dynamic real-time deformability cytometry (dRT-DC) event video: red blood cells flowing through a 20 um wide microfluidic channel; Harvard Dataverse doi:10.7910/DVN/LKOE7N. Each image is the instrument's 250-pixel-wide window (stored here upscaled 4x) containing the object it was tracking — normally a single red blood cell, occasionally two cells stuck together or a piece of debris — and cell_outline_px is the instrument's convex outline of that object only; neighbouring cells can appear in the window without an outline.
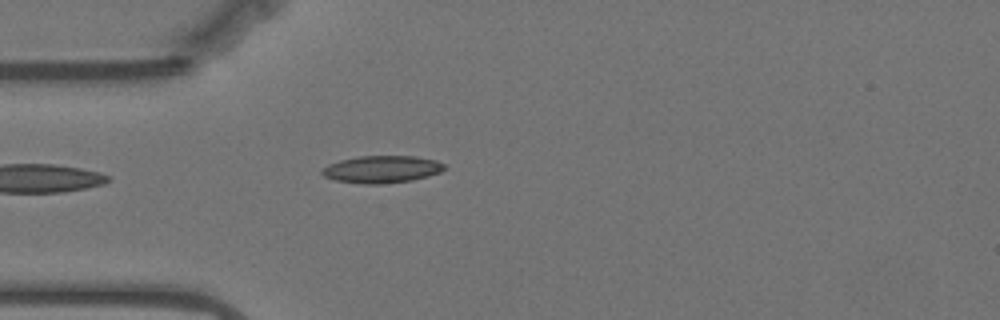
{"species": "Egyptian fruit bat (a non-hibernating species)", "species_latin": "Rousettus aegyptiacus", "temperature_condition": "warm", "stored_images_in_passage": 42, "camera_frame_rate_fps": 3000, "um_per_image_px": 0.085, "animal": {"sex": "female"}, "frame": {"image": 1, "passage_image": 1, "time_ms": 0.0, "image_size_px": [1000, 320], "cell_outline_px": [[444, 168], [440, 172], [428, 176], [412, 180], [380, 184], [360, 184], [336, 180], [324, 176], [320, 172], [328, 164], [340, 160], [360, 156], [416, 156], [436, 160], [444, 164]], "centroid_in_image_um": [32.45, 14.39], "position_along_channel_um": 52.6, "area_um2": 19.36}}
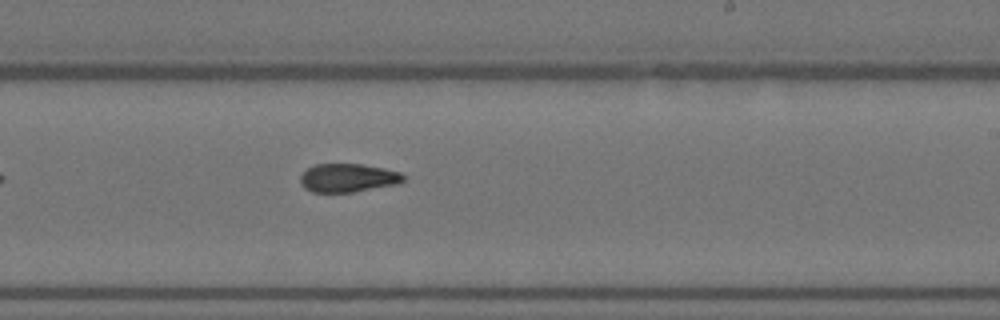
{"frame": {"image": 2, "passage_image": 19, "time_ms": 6.0, "image_size_px": [1000, 320], "cell_outline_px": [[404, 180], [400, 184], [352, 192], [312, 192], [304, 188], [300, 184], [300, 176], [308, 168], [316, 164], [364, 164], [384, 168], [400, 172], [404, 176]], "centroid_in_image_um": [29.59, 15.12], "position_along_channel_um": 259.4, "area_um2": 17.22}}
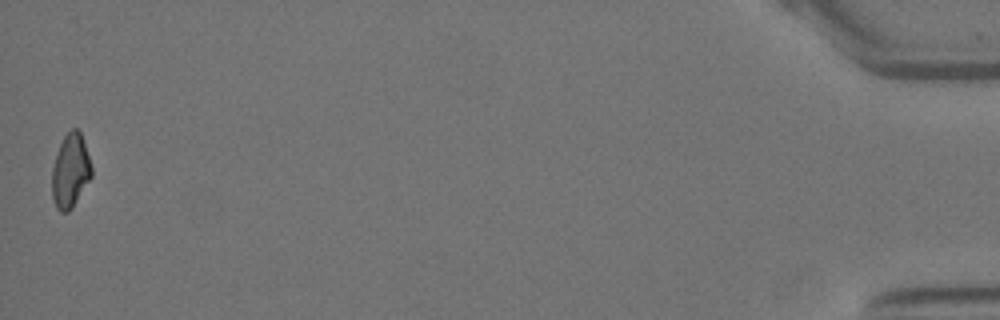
{"frame": {"image": 3, "passage_image": 42, "time_ms": 13.667, "image_size_px": [1000, 320], "cell_outline_px": [[92, 176], [72, 208], [68, 212], [60, 212], [56, 208], [52, 200], [52, 168], [60, 144], [64, 136], [72, 128], [76, 128], [80, 132], [92, 168]], "centroid_in_image_um": [5.97, 14.56], "position_along_channel_um": 429.2, "area_um2": 16.88}, "authors_computed_cell_mechanics": {"area_um2": 17.629, "velocity_mm_per_s": 3.5343, "shape_relaxation_time_tau1_ms": null, "shape_relaxation_time_tau2_ms": 2.8605, "deformation_change_tau1": null, "deformation_change_tau2": 0.0929}}